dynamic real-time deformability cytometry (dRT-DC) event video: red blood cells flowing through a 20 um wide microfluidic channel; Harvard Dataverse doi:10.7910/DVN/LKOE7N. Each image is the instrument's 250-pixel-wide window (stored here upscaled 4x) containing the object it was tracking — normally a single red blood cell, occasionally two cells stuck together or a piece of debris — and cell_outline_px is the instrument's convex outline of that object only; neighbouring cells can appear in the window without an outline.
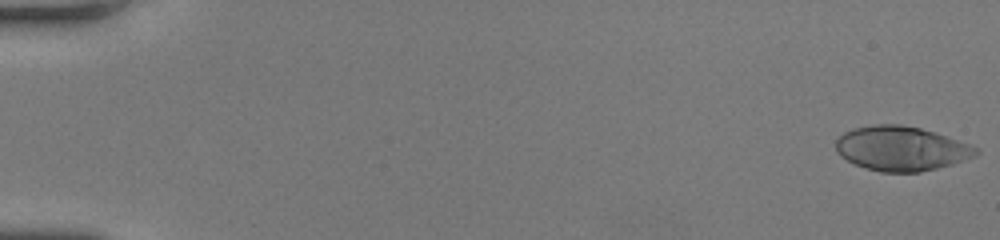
{"species": "human", "species_latin": "Homo sapiens", "temperature_condition": "room temperature", "stored_images_in_passage": 51, "camera_frame_rate_fps": 3000, "um_per_image_px": 0.085, "donor": {"sex": "female"}, "frame": {"image": 1, "passage_image": 1, "time_ms": 0.0, "image_size_px": [1000, 240], "cell_outline_px": [[980, 152], [976, 156], [952, 164], [920, 172], [880, 172], [864, 168], [840, 156], [836, 152], [836, 140], [844, 132], [852, 128], [872, 124], [900, 124], [920, 128], [936, 132], [980, 148]], "centroid_in_image_um": [76.61, 12.62], "position_along_channel_um": 8.4, "area_um2": 36.53}}
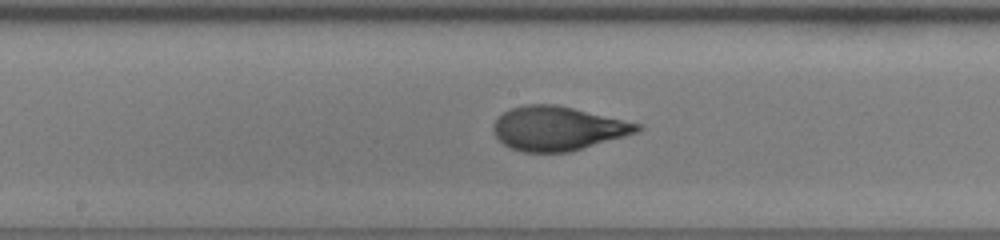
{"frame": {"image": 2, "passage_image": 28, "time_ms": 9.0, "image_size_px": [1000, 240], "cell_outline_px": [[644, 128], [636, 132], [624, 136], [568, 152], [524, 152], [512, 148], [504, 144], [492, 132], [492, 124], [504, 112], [512, 108], [528, 104], [556, 104], [640, 124]], "centroid_in_image_um": [47.37, 10.91], "position_along_channel_um": 200.8, "area_um2": 36.41}}
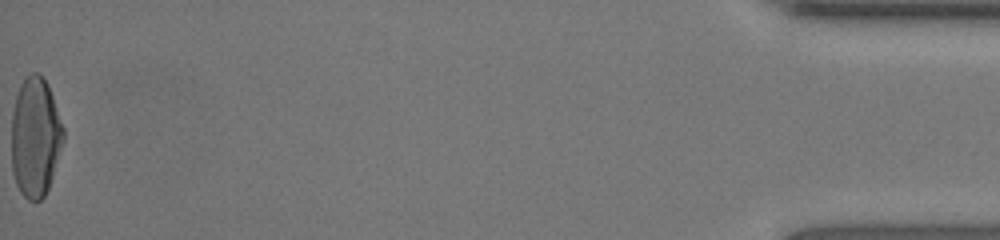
{"frame": {"image": 3, "passage_image": 51, "time_ms": 16.667, "image_size_px": [1000, 240], "cell_outline_px": [[64, 140], [48, 188], [44, 196], [40, 200], [28, 200], [20, 192], [16, 184], [12, 172], [12, 112], [16, 96], [20, 84], [32, 72], [36, 72], [48, 84], [64, 128]], "centroid_in_image_um": [3.0, 11.67], "position_along_channel_um": 432.2, "area_um2": 36.01}, "authors_computed_cell_mechanics": {"area_um2": 36.0672, "velocity_mm_per_s": 4.2598, "shape_relaxation_time_tau1_ms": 3.9781, "shape_relaxation_time_tau2_ms": null, "deformation_change_tau1": 0.2233, "deformation_change_tau2": null}}